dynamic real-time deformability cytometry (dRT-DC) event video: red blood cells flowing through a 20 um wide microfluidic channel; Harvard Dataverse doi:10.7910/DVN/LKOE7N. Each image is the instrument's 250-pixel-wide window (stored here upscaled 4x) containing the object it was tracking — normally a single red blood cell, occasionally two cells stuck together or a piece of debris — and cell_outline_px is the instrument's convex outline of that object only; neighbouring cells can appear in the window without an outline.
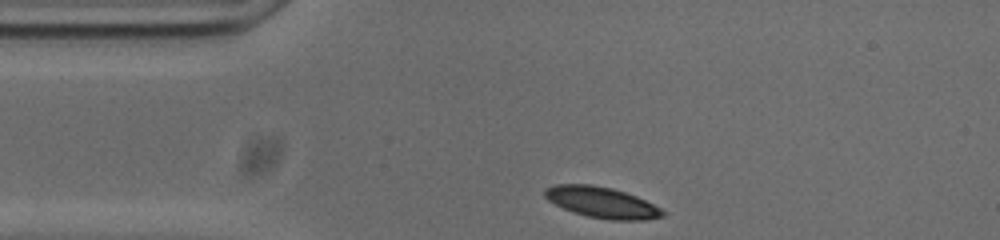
{"species": "common noctule bat (a hibernating species)", "species_latin": "Nyctalus noctula", "temperature_condition": "cold", "stored_images_in_passage": 33, "camera_frame_rate_fps": 3000, "um_per_image_px": 0.085, "animal": {"sex": "male", "body_mass_g": 20.0, "forearm_length_mm": 53.3}, "frame": {"image": 1, "passage_image": 1, "time_ms": 0.0, "image_size_px": [1000, 240], "cell_outline_px": [[664, 216], [648, 220], [612, 220], [588, 216], [572, 212], [548, 200], [544, 196], [544, 188], [556, 184], [592, 184], [612, 188], [636, 196], [660, 208], [664, 212]], "centroid_in_image_um": [51.14, 17.2], "position_along_channel_um": 33.9, "area_um2": 21.15}}
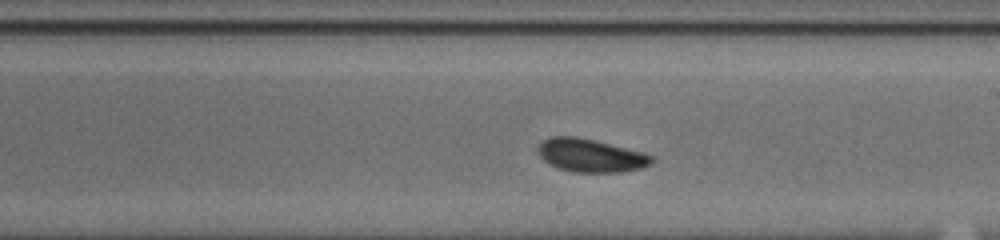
{"frame": {"image": 2, "passage_image": 20, "time_ms": 6.333, "image_size_px": [1000, 240], "cell_outline_px": [[656, 160], [652, 164], [640, 168], [620, 172], [572, 172], [548, 164], [536, 152], [536, 148], [544, 140], [552, 136], [576, 136], [644, 152], [652, 156]], "centroid_in_image_um": [50.2, 13.21], "position_along_channel_um": 238.8, "area_um2": 22.02}}
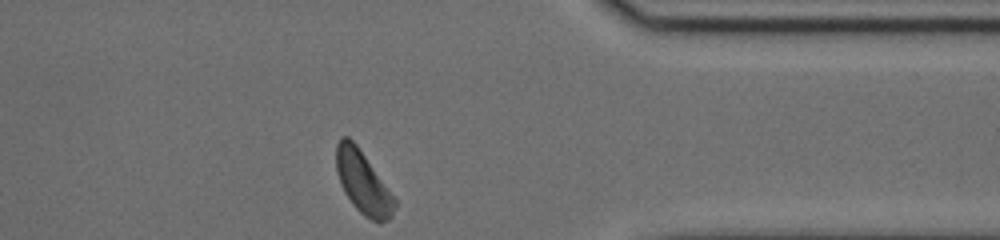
{"frame": {"image": 3, "passage_image": 33, "time_ms": 10.667, "image_size_px": [1000, 240], "cell_outline_px": [[396, 204], [392, 216], [388, 220], [380, 224], [364, 216], [352, 204], [344, 192], [340, 184], [336, 172], [336, 144], [340, 136], [348, 136], [356, 144], [396, 200]], "centroid_in_image_um": [30.83, 15.52], "position_along_channel_um": 380.6, "area_um2": 21.15}, "authors_computed_cell_mechanics": {"area_um2": 21.7328, "velocity_mm_per_s": 3.6935, "shape_relaxation_time_tau1_ms": 3.076, "shape_relaxation_time_tau2_ms": 4.7134, "deformation_change_tau1": 0.1095, "deformation_change_tau2": 0.0799}}